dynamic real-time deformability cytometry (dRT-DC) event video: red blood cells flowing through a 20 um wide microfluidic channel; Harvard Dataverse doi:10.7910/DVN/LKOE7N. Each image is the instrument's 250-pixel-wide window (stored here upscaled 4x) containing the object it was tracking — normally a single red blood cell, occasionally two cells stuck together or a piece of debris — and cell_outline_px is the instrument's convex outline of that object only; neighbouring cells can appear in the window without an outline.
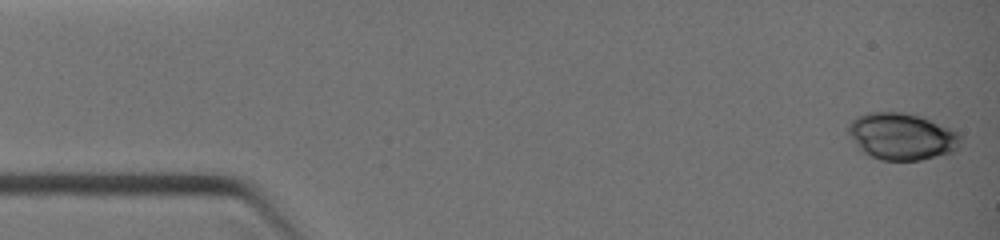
{"species": "common noctule bat (a hibernating species)", "species_latin": "Nyctalus noctula", "temperature_condition": "warm", "stored_images_in_passage": 4, "camera_frame_rate_fps": 3000, "um_per_image_px": 0.085, "animal": {"sex": "female", "body_mass_g": 19.0, "forearm_length_mm": 51.5}, "frame": {"image": 1, "passage_image": 1, "time_ms": 0.0, "image_size_px": [1000, 240], "cell_outline_px": [[960, 148], [952, 152], [920, 160], [880, 160], [856, 148], [848, 132], [848, 124], [856, 116], [868, 112], [904, 112], [924, 116], [952, 128], [960, 136]], "centroid_in_image_um": [76.65, 11.58], "position_along_channel_um": 8.3, "area_um2": 31.04}}